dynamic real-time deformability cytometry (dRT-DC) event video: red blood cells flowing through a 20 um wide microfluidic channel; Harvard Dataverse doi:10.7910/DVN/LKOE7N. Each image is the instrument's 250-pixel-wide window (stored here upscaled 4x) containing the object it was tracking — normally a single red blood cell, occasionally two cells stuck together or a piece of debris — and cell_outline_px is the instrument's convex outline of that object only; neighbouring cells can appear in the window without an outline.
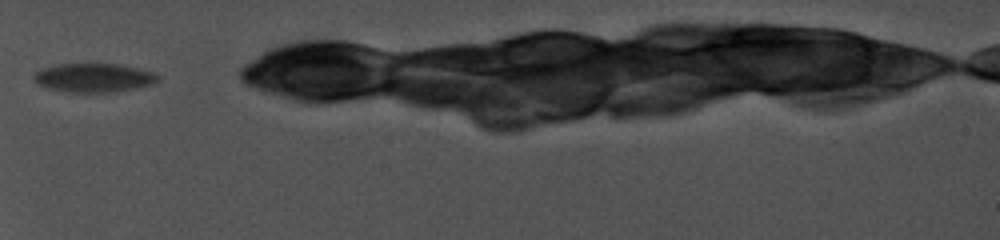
{"species": "common noctule bat (a hibernating species)", "species_latin": "Nyctalus noctula", "temperature_condition": "cold", "stored_images_in_passage": 3, "camera_frame_rate_fps": 5000, "um_per_image_px": 0.085, "animal": {"sex": "female", "body_mass_g": 19.0, "forearm_length_mm": 56.7}, "frame": {"image": 1, "passage_image": 1, "time_ms": 0.0, "image_size_px": [1000, 240], "cell_outline_px": [[160, 80], [152, 84], [112, 92], [68, 92], [48, 88], [36, 84], [32, 80], [32, 76], [40, 68], [56, 64], [120, 64], [140, 68], [156, 72], [160, 76]], "centroid_in_image_um": [7.95, 6.59], "position_along_channel_um": 77.0, "area_um2": 21.1}}
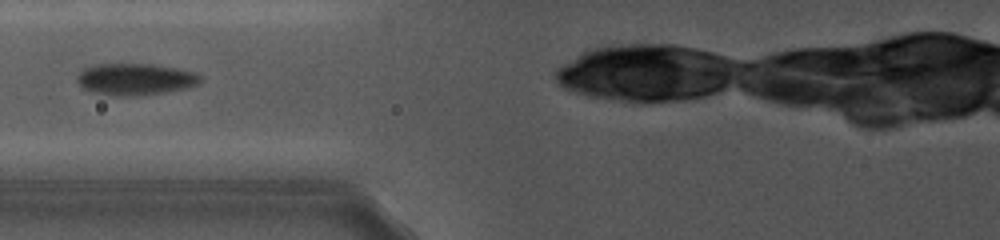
{"frame": {"image": 2, "passage_image": 3, "time_ms": 1.2, "image_size_px": [1000, 240], "cell_outline_px": [[200, 80], [196, 84], [188, 88], [164, 92], [136, 96], [116, 96], [92, 92], [84, 88], [76, 80], [76, 76], [84, 68], [92, 64], [152, 64], [176, 68], [192, 72], [200, 76]], "centroid_in_image_um": [11.45, 6.73], "position_along_channel_um": 114.4, "area_um2": 22.66}}